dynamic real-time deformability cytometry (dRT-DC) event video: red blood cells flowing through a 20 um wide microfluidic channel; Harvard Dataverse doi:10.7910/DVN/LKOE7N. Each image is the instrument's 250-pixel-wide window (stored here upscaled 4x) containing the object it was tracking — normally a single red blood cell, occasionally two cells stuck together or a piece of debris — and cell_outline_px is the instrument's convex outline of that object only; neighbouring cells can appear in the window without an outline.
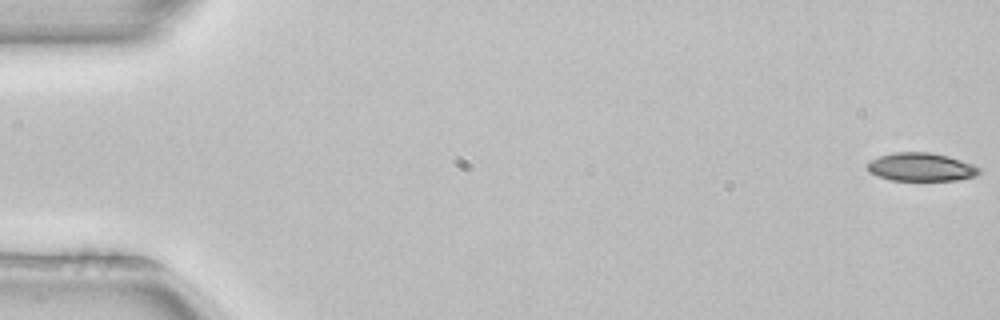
{"species": "common noctule bat (a hibernating species)", "species_latin": "Nyctalus noctula", "temperature_condition": "room temperature", "stored_images_in_passage": 4, "camera_frame_rate_fps": 3000, "um_per_image_px": 0.085, "animal": {"sex": "female", "body_mass_g": 22.7, "forearm_length_mm": 54.2}, "frame": {"image": 1, "passage_image": 1, "time_ms": 0.0, "image_size_px": [1000, 320], "cell_outline_px": [[980, 172], [976, 176], [956, 180], [892, 180], [868, 172], [868, 164], [872, 160], [880, 156], [892, 152], [928, 152], [948, 156], [972, 164], [980, 168]], "centroid_in_image_um": [78.31, 14.19], "position_along_channel_um": 6.7, "area_um2": 18.21}}
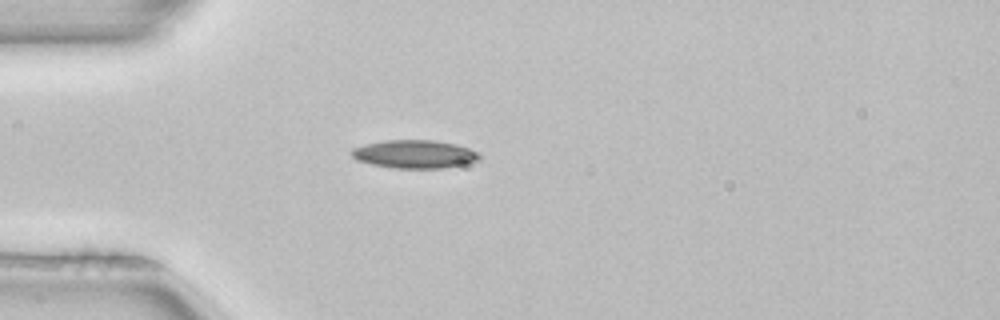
{"frame": {"image": 2, "passage_image": 4, "time_ms": 1.0, "image_size_px": [1000, 320], "cell_outline_px": [[480, 160], [464, 164], [444, 168], [396, 168], [372, 164], [356, 160], [352, 156], [352, 148], [364, 144], [384, 140], [436, 140], [456, 144], [480, 152]], "centroid_in_image_um": [35.26, 13.09], "position_along_channel_um": 49.7, "area_um2": 21.1}}